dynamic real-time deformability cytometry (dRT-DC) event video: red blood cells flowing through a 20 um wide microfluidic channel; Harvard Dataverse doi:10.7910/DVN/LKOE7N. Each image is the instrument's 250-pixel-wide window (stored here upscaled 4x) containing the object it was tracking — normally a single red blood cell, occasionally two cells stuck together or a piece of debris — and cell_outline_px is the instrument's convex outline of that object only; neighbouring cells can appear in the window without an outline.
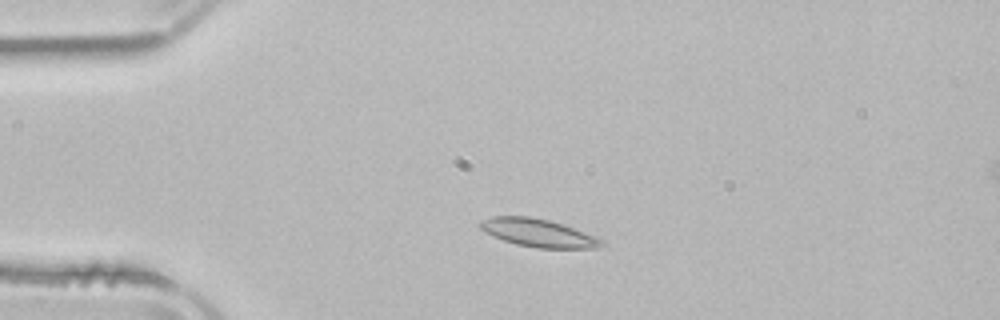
{"species": "common noctule bat (a hibernating species)", "species_latin": "Nyctalus noctula", "temperature_condition": "room temperature", "stored_images_in_passage": 2, "camera_frame_rate_fps": 3000, "um_per_image_px": 0.085, "animal": {"sex": "male", "body_mass_g": 21.5, "forearm_length_mm": 52.0}, "frame": {"image": 1, "passage_image": 1, "time_ms": 0.0, "image_size_px": [1000, 320], "cell_outline_px": [[608, 244], [596, 248], [536, 248], [516, 244], [492, 236], [480, 228], [476, 224], [480, 220], [492, 216], [528, 216], [548, 220], [596, 236], [604, 240]], "centroid_in_image_um": [45.73, 19.8], "position_along_channel_um": 39.3, "area_um2": 19.83}}